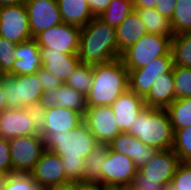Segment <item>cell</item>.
Listing matches in <instances>:
<instances>
[{
  "label": "cell",
  "mask_w": 191,
  "mask_h": 190,
  "mask_svg": "<svg viewBox=\"0 0 191 190\" xmlns=\"http://www.w3.org/2000/svg\"><path fill=\"white\" fill-rule=\"evenodd\" d=\"M166 109L173 130L191 126V97L175 99Z\"/></svg>",
  "instance_id": "obj_28"
},
{
  "label": "cell",
  "mask_w": 191,
  "mask_h": 190,
  "mask_svg": "<svg viewBox=\"0 0 191 190\" xmlns=\"http://www.w3.org/2000/svg\"><path fill=\"white\" fill-rule=\"evenodd\" d=\"M15 55L17 60L7 75H32L42 67L40 47L35 38L17 44Z\"/></svg>",
  "instance_id": "obj_20"
},
{
  "label": "cell",
  "mask_w": 191,
  "mask_h": 190,
  "mask_svg": "<svg viewBox=\"0 0 191 190\" xmlns=\"http://www.w3.org/2000/svg\"><path fill=\"white\" fill-rule=\"evenodd\" d=\"M26 0H0V7L24 4Z\"/></svg>",
  "instance_id": "obj_46"
},
{
  "label": "cell",
  "mask_w": 191,
  "mask_h": 190,
  "mask_svg": "<svg viewBox=\"0 0 191 190\" xmlns=\"http://www.w3.org/2000/svg\"><path fill=\"white\" fill-rule=\"evenodd\" d=\"M78 187L77 183L65 182L61 184L51 185L43 188L44 190H76Z\"/></svg>",
  "instance_id": "obj_43"
},
{
  "label": "cell",
  "mask_w": 191,
  "mask_h": 190,
  "mask_svg": "<svg viewBox=\"0 0 191 190\" xmlns=\"http://www.w3.org/2000/svg\"><path fill=\"white\" fill-rule=\"evenodd\" d=\"M0 83L3 86L7 109H20L37 103L44 92L37 73L27 76L1 75Z\"/></svg>",
  "instance_id": "obj_7"
},
{
  "label": "cell",
  "mask_w": 191,
  "mask_h": 190,
  "mask_svg": "<svg viewBox=\"0 0 191 190\" xmlns=\"http://www.w3.org/2000/svg\"><path fill=\"white\" fill-rule=\"evenodd\" d=\"M24 4L33 38L63 22L57 0H26Z\"/></svg>",
  "instance_id": "obj_14"
},
{
  "label": "cell",
  "mask_w": 191,
  "mask_h": 190,
  "mask_svg": "<svg viewBox=\"0 0 191 190\" xmlns=\"http://www.w3.org/2000/svg\"><path fill=\"white\" fill-rule=\"evenodd\" d=\"M45 150L61 157L69 182L84 184V159L97 145L88 126L83 122L67 132L42 133Z\"/></svg>",
  "instance_id": "obj_1"
},
{
  "label": "cell",
  "mask_w": 191,
  "mask_h": 190,
  "mask_svg": "<svg viewBox=\"0 0 191 190\" xmlns=\"http://www.w3.org/2000/svg\"><path fill=\"white\" fill-rule=\"evenodd\" d=\"M163 190H177V189L173 187L171 184H168L167 186L164 187Z\"/></svg>",
  "instance_id": "obj_49"
},
{
  "label": "cell",
  "mask_w": 191,
  "mask_h": 190,
  "mask_svg": "<svg viewBox=\"0 0 191 190\" xmlns=\"http://www.w3.org/2000/svg\"><path fill=\"white\" fill-rule=\"evenodd\" d=\"M157 0H133L134 9L155 8Z\"/></svg>",
  "instance_id": "obj_44"
},
{
  "label": "cell",
  "mask_w": 191,
  "mask_h": 190,
  "mask_svg": "<svg viewBox=\"0 0 191 190\" xmlns=\"http://www.w3.org/2000/svg\"><path fill=\"white\" fill-rule=\"evenodd\" d=\"M39 104L44 110L58 106L79 112L83 116L87 109L86 96L65 84L57 87L53 92L44 91Z\"/></svg>",
  "instance_id": "obj_17"
},
{
  "label": "cell",
  "mask_w": 191,
  "mask_h": 190,
  "mask_svg": "<svg viewBox=\"0 0 191 190\" xmlns=\"http://www.w3.org/2000/svg\"><path fill=\"white\" fill-rule=\"evenodd\" d=\"M104 190H129L127 188H107V187H104Z\"/></svg>",
  "instance_id": "obj_50"
},
{
  "label": "cell",
  "mask_w": 191,
  "mask_h": 190,
  "mask_svg": "<svg viewBox=\"0 0 191 190\" xmlns=\"http://www.w3.org/2000/svg\"><path fill=\"white\" fill-rule=\"evenodd\" d=\"M121 132H127L138 114L146 107L144 98L129 89L121 94L111 105Z\"/></svg>",
  "instance_id": "obj_18"
},
{
  "label": "cell",
  "mask_w": 191,
  "mask_h": 190,
  "mask_svg": "<svg viewBox=\"0 0 191 190\" xmlns=\"http://www.w3.org/2000/svg\"><path fill=\"white\" fill-rule=\"evenodd\" d=\"M174 36L191 32V0H177L171 18Z\"/></svg>",
  "instance_id": "obj_32"
},
{
  "label": "cell",
  "mask_w": 191,
  "mask_h": 190,
  "mask_svg": "<svg viewBox=\"0 0 191 190\" xmlns=\"http://www.w3.org/2000/svg\"><path fill=\"white\" fill-rule=\"evenodd\" d=\"M129 89L128 70L119 58L94 65L91 89L86 95L87 107L110 106Z\"/></svg>",
  "instance_id": "obj_3"
},
{
  "label": "cell",
  "mask_w": 191,
  "mask_h": 190,
  "mask_svg": "<svg viewBox=\"0 0 191 190\" xmlns=\"http://www.w3.org/2000/svg\"><path fill=\"white\" fill-rule=\"evenodd\" d=\"M30 173H12L7 176L3 190H38Z\"/></svg>",
  "instance_id": "obj_36"
},
{
  "label": "cell",
  "mask_w": 191,
  "mask_h": 190,
  "mask_svg": "<svg viewBox=\"0 0 191 190\" xmlns=\"http://www.w3.org/2000/svg\"><path fill=\"white\" fill-rule=\"evenodd\" d=\"M62 21L79 27L86 26L93 18L87 0H57Z\"/></svg>",
  "instance_id": "obj_25"
},
{
  "label": "cell",
  "mask_w": 191,
  "mask_h": 190,
  "mask_svg": "<svg viewBox=\"0 0 191 190\" xmlns=\"http://www.w3.org/2000/svg\"><path fill=\"white\" fill-rule=\"evenodd\" d=\"M17 44L6 38L0 37V73L7 75L17 60L15 49Z\"/></svg>",
  "instance_id": "obj_35"
},
{
  "label": "cell",
  "mask_w": 191,
  "mask_h": 190,
  "mask_svg": "<svg viewBox=\"0 0 191 190\" xmlns=\"http://www.w3.org/2000/svg\"><path fill=\"white\" fill-rule=\"evenodd\" d=\"M0 172L7 175L12 174L9 140L5 138H0Z\"/></svg>",
  "instance_id": "obj_39"
},
{
  "label": "cell",
  "mask_w": 191,
  "mask_h": 190,
  "mask_svg": "<svg viewBox=\"0 0 191 190\" xmlns=\"http://www.w3.org/2000/svg\"><path fill=\"white\" fill-rule=\"evenodd\" d=\"M42 68L54 74L64 84L81 62L78 54L59 51H40Z\"/></svg>",
  "instance_id": "obj_21"
},
{
  "label": "cell",
  "mask_w": 191,
  "mask_h": 190,
  "mask_svg": "<svg viewBox=\"0 0 191 190\" xmlns=\"http://www.w3.org/2000/svg\"><path fill=\"white\" fill-rule=\"evenodd\" d=\"M109 146L106 143H97L84 159V184L102 186V164L106 158Z\"/></svg>",
  "instance_id": "obj_26"
},
{
  "label": "cell",
  "mask_w": 191,
  "mask_h": 190,
  "mask_svg": "<svg viewBox=\"0 0 191 190\" xmlns=\"http://www.w3.org/2000/svg\"><path fill=\"white\" fill-rule=\"evenodd\" d=\"M102 165V186L107 188L128 189L138 172L133 160L110 149Z\"/></svg>",
  "instance_id": "obj_10"
},
{
  "label": "cell",
  "mask_w": 191,
  "mask_h": 190,
  "mask_svg": "<svg viewBox=\"0 0 191 190\" xmlns=\"http://www.w3.org/2000/svg\"><path fill=\"white\" fill-rule=\"evenodd\" d=\"M108 146L111 151L123 154L133 160L138 169L147 164L159 151L145 145L140 139L127 132L118 134Z\"/></svg>",
  "instance_id": "obj_15"
},
{
  "label": "cell",
  "mask_w": 191,
  "mask_h": 190,
  "mask_svg": "<svg viewBox=\"0 0 191 190\" xmlns=\"http://www.w3.org/2000/svg\"><path fill=\"white\" fill-rule=\"evenodd\" d=\"M78 56L81 63L90 65L119 59L115 28L99 17H94L86 26L81 27Z\"/></svg>",
  "instance_id": "obj_2"
},
{
  "label": "cell",
  "mask_w": 191,
  "mask_h": 190,
  "mask_svg": "<svg viewBox=\"0 0 191 190\" xmlns=\"http://www.w3.org/2000/svg\"><path fill=\"white\" fill-rule=\"evenodd\" d=\"M146 27L147 33L173 37L170 20L163 17L155 8L134 9Z\"/></svg>",
  "instance_id": "obj_27"
},
{
  "label": "cell",
  "mask_w": 191,
  "mask_h": 190,
  "mask_svg": "<svg viewBox=\"0 0 191 190\" xmlns=\"http://www.w3.org/2000/svg\"><path fill=\"white\" fill-rule=\"evenodd\" d=\"M30 174L39 188L69 182L61 157L48 150L43 152Z\"/></svg>",
  "instance_id": "obj_16"
},
{
  "label": "cell",
  "mask_w": 191,
  "mask_h": 190,
  "mask_svg": "<svg viewBox=\"0 0 191 190\" xmlns=\"http://www.w3.org/2000/svg\"><path fill=\"white\" fill-rule=\"evenodd\" d=\"M172 150L181 162H189L191 160V126L174 130Z\"/></svg>",
  "instance_id": "obj_34"
},
{
  "label": "cell",
  "mask_w": 191,
  "mask_h": 190,
  "mask_svg": "<svg viewBox=\"0 0 191 190\" xmlns=\"http://www.w3.org/2000/svg\"><path fill=\"white\" fill-rule=\"evenodd\" d=\"M0 37L16 44L33 38L25 4L0 7Z\"/></svg>",
  "instance_id": "obj_11"
},
{
  "label": "cell",
  "mask_w": 191,
  "mask_h": 190,
  "mask_svg": "<svg viewBox=\"0 0 191 190\" xmlns=\"http://www.w3.org/2000/svg\"><path fill=\"white\" fill-rule=\"evenodd\" d=\"M177 190H191V164L181 162L170 183Z\"/></svg>",
  "instance_id": "obj_37"
},
{
  "label": "cell",
  "mask_w": 191,
  "mask_h": 190,
  "mask_svg": "<svg viewBox=\"0 0 191 190\" xmlns=\"http://www.w3.org/2000/svg\"><path fill=\"white\" fill-rule=\"evenodd\" d=\"M83 118L98 143L109 144L121 133L110 106L87 107Z\"/></svg>",
  "instance_id": "obj_13"
},
{
  "label": "cell",
  "mask_w": 191,
  "mask_h": 190,
  "mask_svg": "<svg viewBox=\"0 0 191 190\" xmlns=\"http://www.w3.org/2000/svg\"><path fill=\"white\" fill-rule=\"evenodd\" d=\"M12 173H30L45 151L40 134L9 139Z\"/></svg>",
  "instance_id": "obj_8"
},
{
  "label": "cell",
  "mask_w": 191,
  "mask_h": 190,
  "mask_svg": "<svg viewBox=\"0 0 191 190\" xmlns=\"http://www.w3.org/2000/svg\"><path fill=\"white\" fill-rule=\"evenodd\" d=\"M118 42L119 58L129 47L134 45L147 31L137 12L132 11L115 29Z\"/></svg>",
  "instance_id": "obj_24"
},
{
  "label": "cell",
  "mask_w": 191,
  "mask_h": 190,
  "mask_svg": "<svg viewBox=\"0 0 191 190\" xmlns=\"http://www.w3.org/2000/svg\"><path fill=\"white\" fill-rule=\"evenodd\" d=\"M174 98L191 97V68L173 65Z\"/></svg>",
  "instance_id": "obj_33"
},
{
  "label": "cell",
  "mask_w": 191,
  "mask_h": 190,
  "mask_svg": "<svg viewBox=\"0 0 191 190\" xmlns=\"http://www.w3.org/2000/svg\"><path fill=\"white\" fill-rule=\"evenodd\" d=\"M37 78L40 81V85L43 87L44 91L53 92L57 87L63 84L57 76L42 67L37 72Z\"/></svg>",
  "instance_id": "obj_40"
},
{
  "label": "cell",
  "mask_w": 191,
  "mask_h": 190,
  "mask_svg": "<svg viewBox=\"0 0 191 190\" xmlns=\"http://www.w3.org/2000/svg\"><path fill=\"white\" fill-rule=\"evenodd\" d=\"M34 134V124L25 108L4 109L0 113V138L7 140Z\"/></svg>",
  "instance_id": "obj_19"
},
{
  "label": "cell",
  "mask_w": 191,
  "mask_h": 190,
  "mask_svg": "<svg viewBox=\"0 0 191 190\" xmlns=\"http://www.w3.org/2000/svg\"><path fill=\"white\" fill-rule=\"evenodd\" d=\"M172 38L146 33L134 45L125 50L120 59L128 71L147 66L153 59L171 52Z\"/></svg>",
  "instance_id": "obj_6"
},
{
  "label": "cell",
  "mask_w": 191,
  "mask_h": 190,
  "mask_svg": "<svg viewBox=\"0 0 191 190\" xmlns=\"http://www.w3.org/2000/svg\"><path fill=\"white\" fill-rule=\"evenodd\" d=\"M173 57L168 55L153 59L147 66L128 71L129 90L144 97L156 81L164 73L173 68Z\"/></svg>",
  "instance_id": "obj_12"
},
{
  "label": "cell",
  "mask_w": 191,
  "mask_h": 190,
  "mask_svg": "<svg viewBox=\"0 0 191 190\" xmlns=\"http://www.w3.org/2000/svg\"><path fill=\"white\" fill-rule=\"evenodd\" d=\"M45 118L43 133L67 132L77 128L84 122L81 113L58 106L45 110Z\"/></svg>",
  "instance_id": "obj_23"
},
{
  "label": "cell",
  "mask_w": 191,
  "mask_h": 190,
  "mask_svg": "<svg viewBox=\"0 0 191 190\" xmlns=\"http://www.w3.org/2000/svg\"><path fill=\"white\" fill-rule=\"evenodd\" d=\"M93 73L94 65L80 62L64 84L86 96L91 89Z\"/></svg>",
  "instance_id": "obj_31"
},
{
  "label": "cell",
  "mask_w": 191,
  "mask_h": 190,
  "mask_svg": "<svg viewBox=\"0 0 191 190\" xmlns=\"http://www.w3.org/2000/svg\"><path fill=\"white\" fill-rule=\"evenodd\" d=\"M174 86L172 70L162 74L143 97L145 105L151 108L166 109L175 100Z\"/></svg>",
  "instance_id": "obj_22"
},
{
  "label": "cell",
  "mask_w": 191,
  "mask_h": 190,
  "mask_svg": "<svg viewBox=\"0 0 191 190\" xmlns=\"http://www.w3.org/2000/svg\"><path fill=\"white\" fill-rule=\"evenodd\" d=\"M112 0H87L94 17H99L109 6Z\"/></svg>",
  "instance_id": "obj_42"
},
{
  "label": "cell",
  "mask_w": 191,
  "mask_h": 190,
  "mask_svg": "<svg viewBox=\"0 0 191 190\" xmlns=\"http://www.w3.org/2000/svg\"><path fill=\"white\" fill-rule=\"evenodd\" d=\"M76 190H104V186L92 184H78Z\"/></svg>",
  "instance_id": "obj_45"
},
{
  "label": "cell",
  "mask_w": 191,
  "mask_h": 190,
  "mask_svg": "<svg viewBox=\"0 0 191 190\" xmlns=\"http://www.w3.org/2000/svg\"><path fill=\"white\" fill-rule=\"evenodd\" d=\"M30 119L34 124V134H42L45 129V110L40 106L39 102L29 104L25 107Z\"/></svg>",
  "instance_id": "obj_38"
},
{
  "label": "cell",
  "mask_w": 191,
  "mask_h": 190,
  "mask_svg": "<svg viewBox=\"0 0 191 190\" xmlns=\"http://www.w3.org/2000/svg\"><path fill=\"white\" fill-rule=\"evenodd\" d=\"M171 53L174 65L191 68V32L173 36Z\"/></svg>",
  "instance_id": "obj_30"
},
{
  "label": "cell",
  "mask_w": 191,
  "mask_h": 190,
  "mask_svg": "<svg viewBox=\"0 0 191 190\" xmlns=\"http://www.w3.org/2000/svg\"><path fill=\"white\" fill-rule=\"evenodd\" d=\"M7 174L0 172V190H3L5 181L7 179Z\"/></svg>",
  "instance_id": "obj_48"
},
{
  "label": "cell",
  "mask_w": 191,
  "mask_h": 190,
  "mask_svg": "<svg viewBox=\"0 0 191 190\" xmlns=\"http://www.w3.org/2000/svg\"><path fill=\"white\" fill-rule=\"evenodd\" d=\"M132 11H134L133 0H112L99 18L116 29Z\"/></svg>",
  "instance_id": "obj_29"
},
{
  "label": "cell",
  "mask_w": 191,
  "mask_h": 190,
  "mask_svg": "<svg viewBox=\"0 0 191 190\" xmlns=\"http://www.w3.org/2000/svg\"><path fill=\"white\" fill-rule=\"evenodd\" d=\"M81 27L64 22L39 33L35 39L40 51L78 54Z\"/></svg>",
  "instance_id": "obj_9"
},
{
  "label": "cell",
  "mask_w": 191,
  "mask_h": 190,
  "mask_svg": "<svg viewBox=\"0 0 191 190\" xmlns=\"http://www.w3.org/2000/svg\"><path fill=\"white\" fill-rule=\"evenodd\" d=\"M181 161L172 149L158 151L154 158L138 169L129 190H163L171 183Z\"/></svg>",
  "instance_id": "obj_5"
},
{
  "label": "cell",
  "mask_w": 191,
  "mask_h": 190,
  "mask_svg": "<svg viewBox=\"0 0 191 190\" xmlns=\"http://www.w3.org/2000/svg\"><path fill=\"white\" fill-rule=\"evenodd\" d=\"M127 133L159 151L172 149L174 130L167 109L145 107Z\"/></svg>",
  "instance_id": "obj_4"
},
{
  "label": "cell",
  "mask_w": 191,
  "mask_h": 190,
  "mask_svg": "<svg viewBox=\"0 0 191 190\" xmlns=\"http://www.w3.org/2000/svg\"><path fill=\"white\" fill-rule=\"evenodd\" d=\"M4 109H7V106H6V100H5V95H4V91H3V86L0 83V113Z\"/></svg>",
  "instance_id": "obj_47"
},
{
  "label": "cell",
  "mask_w": 191,
  "mask_h": 190,
  "mask_svg": "<svg viewBox=\"0 0 191 190\" xmlns=\"http://www.w3.org/2000/svg\"><path fill=\"white\" fill-rule=\"evenodd\" d=\"M177 0H157L155 9L163 17L171 21Z\"/></svg>",
  "instance_id": "obj_41"
}]
</instances>
